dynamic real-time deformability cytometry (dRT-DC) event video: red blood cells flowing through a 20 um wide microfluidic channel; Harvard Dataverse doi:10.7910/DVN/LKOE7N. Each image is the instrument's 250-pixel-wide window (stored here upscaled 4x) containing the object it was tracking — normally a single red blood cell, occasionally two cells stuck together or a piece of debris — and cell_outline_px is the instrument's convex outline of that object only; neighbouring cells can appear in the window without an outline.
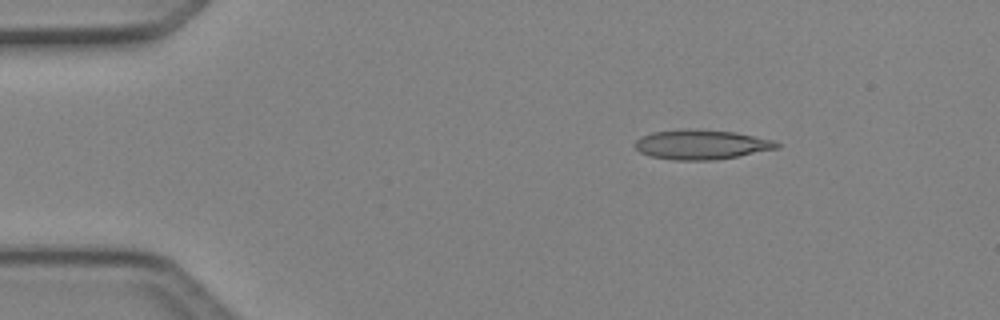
{"species": "Egyptian fruit bat (a non-hibernating species)", "species_latin": "Rousettus aegyptiacus", "temperature_condition": "cold", "stored_images_in_passage": 5, "camera_frame_rate_fps": 3000, "um_per_image_px": 0.085, "animal": {"sex": "female"}, "frame": {"image": 1, "passage_image": 3, "time_ms": 0.667, "image_size_px": [1000, 320], "cell_outline_px": [[780, 148], [716, 160], [676, 160], [652, 156], [640, 152], [636, 148], [636, 140], [652, 132], [680, 128], [688, 128], [736, 132], [772, 140], [780, 144]], "centroid_in_image_um": [59.63, 12.28], "position_along_channel_um": 25.4, "area_um2": 24.45}}
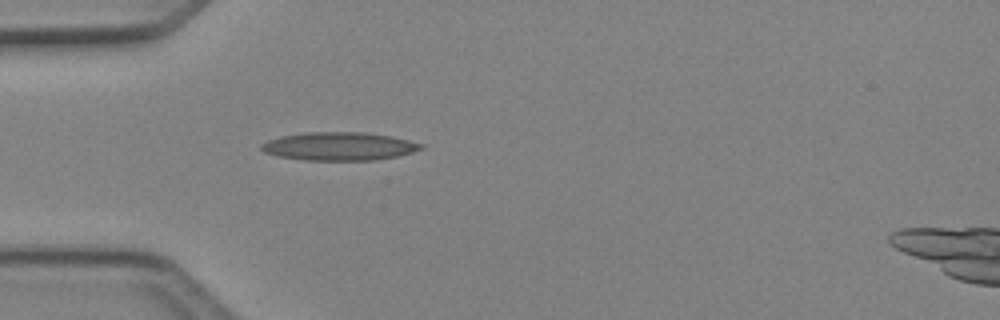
{"frame": {"image": 2, "passage_image": 5, "time_ms": 1.333, "image_size_px": [1000, 320], "cell_outline_px": [[424, 148], [412, 152], [396, 156], [372, 160], [304, 160], [280, 156], [264, 152], [260, 148], [260, 144], [268, 140], [280, 136], [304, 132], [364, 132], [392, 136], [424, 144]], "centroid_in_image_um": [28.82, 12.42], "position_along_channel_um": 56.2, "area_um2": 26.24}}